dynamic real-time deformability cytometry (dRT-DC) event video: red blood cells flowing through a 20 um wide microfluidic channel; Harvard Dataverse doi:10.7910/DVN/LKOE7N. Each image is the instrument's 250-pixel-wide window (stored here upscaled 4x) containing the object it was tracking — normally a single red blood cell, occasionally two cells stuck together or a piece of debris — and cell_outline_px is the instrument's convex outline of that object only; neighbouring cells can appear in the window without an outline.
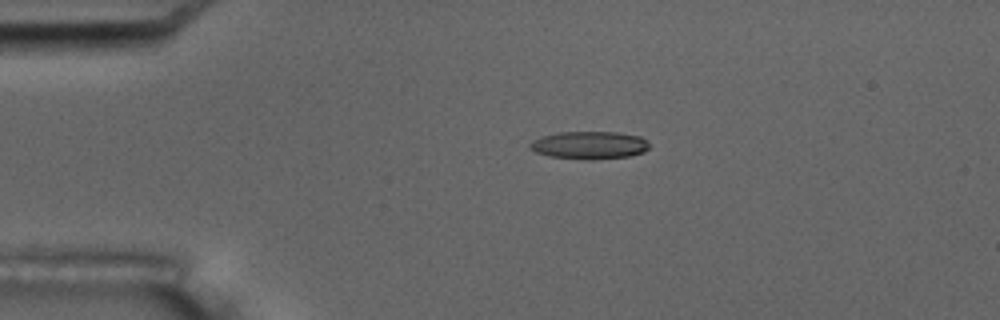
{"species": "common noctule bat (a hibernating species)", "species_latin": "Nyctalus noctula", "temperature_condition": "room temperature", "stored_images_in_passage": 5, "camera_frame_rate_fps": 3000, "um_per_image_px": 0.085, "animal": {"sex": "male", "body_mass_g": 17.5, "forearm_length_mm": 52.3}, "frame": {"image": 1, "passage_image": 3, "time_ms": 2.0, "image_size_px": [1000, 320], "cell_outline_px": [[648, 148], [644, 152], [632, 156], [592, 160], [588, 160], [548, 156], [536, 152], [528, 148], [528, 144], [532, 140], [540, 136], [560, 132], [616, 132], [640, 136], [648, 140]], "centroid_in_image_um": [50.08, 12.34], "position_along_channel_um": 34.9, "area_um2": 19.59}}